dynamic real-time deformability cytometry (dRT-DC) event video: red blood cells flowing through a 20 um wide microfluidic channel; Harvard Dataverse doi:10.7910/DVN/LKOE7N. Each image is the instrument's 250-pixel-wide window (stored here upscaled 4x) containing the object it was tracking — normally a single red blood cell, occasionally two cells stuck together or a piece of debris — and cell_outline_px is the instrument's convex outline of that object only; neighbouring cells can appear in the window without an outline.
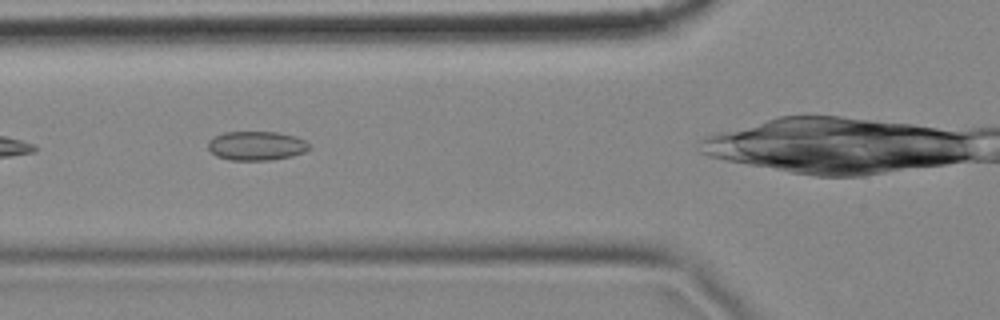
{"species": "common noctule bat (a hibernating species)", "species_latin": "Nyctalus noctula", "temperature_condition": "cold", "stored_images_in_passage": 5, "camera_frame_rate_fps": 3000, "um_per_image_px": 0.085, "animal": {"sex": "female", "body_mass_g": 18.4}, "frame": {"image": 1, "passage_image": 2, "time_ms": 0.333, "image_size_px": [1000, 320], "cell_outline_px": [[312, 148], [304, 152], [292, 156], [272, 160], [228, 160], [216, 156], [208, 148], [208, 140], [212, 136], [224, 132], [276, 132], [296, 136], [304, 140]], "centroid_in_image_um": [21.78, 12.39], "position_along_channel_um": 104.0, "area_um2": 17.34}}
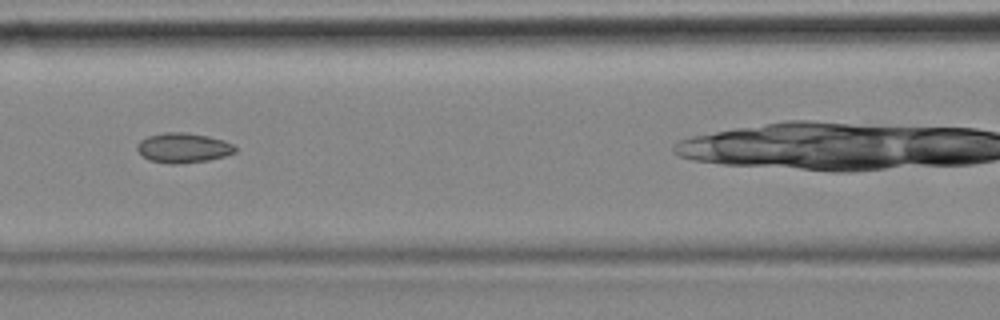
{"frame": {"image": 2, "passage_image": 3, "time_ms": 0.667, "image_size_px": [1000, 320], "cell_outline_px": [[236, 152], [224, 156], [208, 160], [176, 164], [168, 164], [148, 160], [136, 148], [136, 144], [140, 140], [148, 136], [164, 132], [184, 132], [208, 136], [224, 140], [232, 144], [236, 148]], "centroid_in_image_um": [15.56, 12.56], "position_along_channel_um": 151.0, "area_um2": 17.05}}